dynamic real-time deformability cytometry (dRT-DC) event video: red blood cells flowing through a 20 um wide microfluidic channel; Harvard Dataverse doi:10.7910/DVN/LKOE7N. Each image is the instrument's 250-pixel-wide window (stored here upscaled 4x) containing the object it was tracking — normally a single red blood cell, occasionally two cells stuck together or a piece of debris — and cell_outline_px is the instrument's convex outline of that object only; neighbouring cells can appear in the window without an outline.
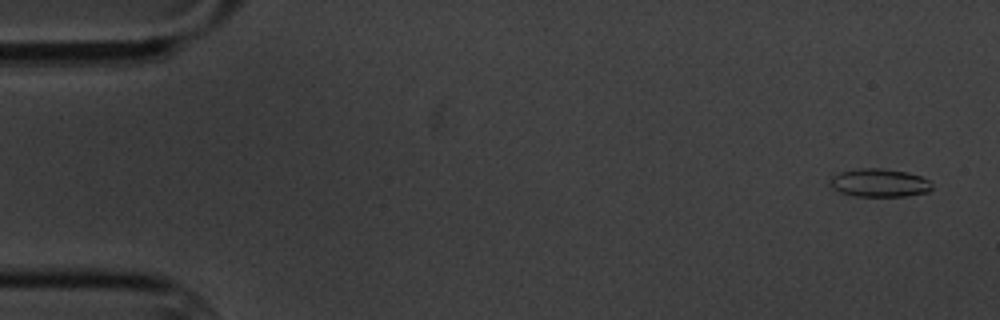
{"species": "common noctule bat (a hibernating species)", "species_latin": "Nyctalus noctula", "temperature_condition": "cold", "stored_images_in_passage": 11, "camera_frame_rate_fps": 3000, "um_per_image_px": 0.085, "animal": {"sex": "male", "body_mass_g": 20.1, "forearm_length_mm": 53.5}, "frame": {"image": 1, "passage_image": 1, "time_ms": 0.0, "image_size_px": [1000, 320], "cell_outline_px": [[932, 188], [928, 192], [908, 196], [856, 196], [840, 192], [832, 188], [828, 184], [832, 176], [840, 172], [864, 168], [880, 168], [908, 172], [920, 176], [928, 180], [932, 184]], "centroid_in_image_um": [74.75, 15.55], "position_along_channel_um": 10.3, "area_um2": 16.76}}
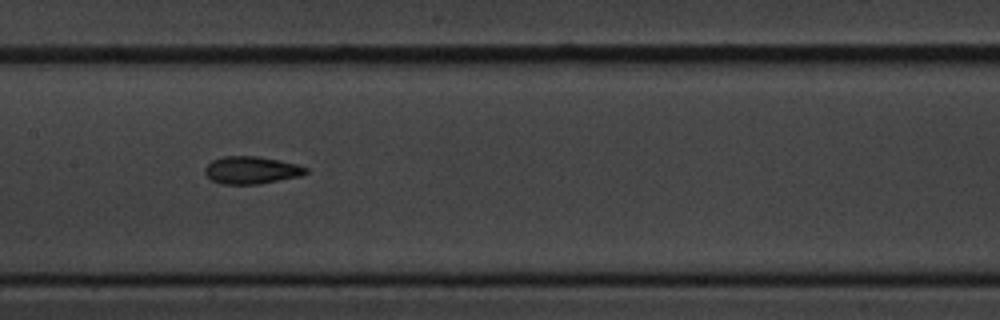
{"frame": {"image": 2, "passage_image": 8, "time_ms": 8.667, "image_size_px": [1000, 320], "cell_outline_px": [[308, 172], [300, 176], [260, 184], [220, 184], [212, 180], [204, 172], [204, 168], [212, 160], [224, 156], [256, 156], [280, 160], [296, 164], [308, 168]], "centroid_in_image_um": [21.36, 14.46], "position_along_channel_um": 186.0, "area_um2": 16.18}}
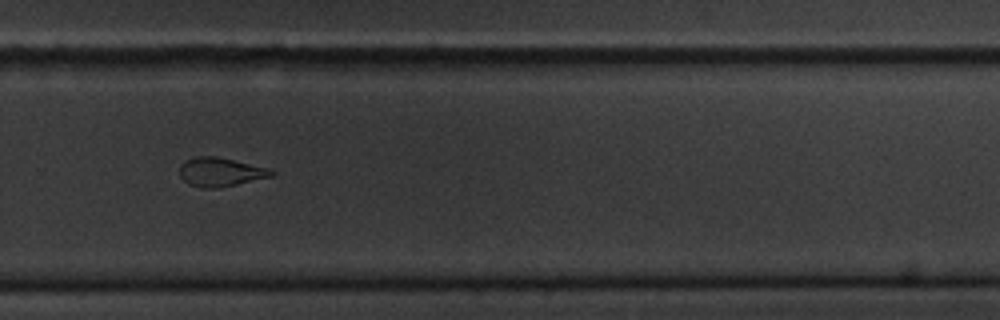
{"frame": {"image": 3, "passage_image": 11, "time_ms": 12.333, "image_size_px": [1000, 320], "cell_outline_px": [[276, 172], [272, 176], [220, 188], [200, 188], [188, 184], [180, 176], [180, 164], [184, 160], [196, 156], [216, 156], [268, 168]], "centroid_in_image_um": [18.7, 14.62], "position_along_channel_um": 311.1, "area_um2": 15.49}}